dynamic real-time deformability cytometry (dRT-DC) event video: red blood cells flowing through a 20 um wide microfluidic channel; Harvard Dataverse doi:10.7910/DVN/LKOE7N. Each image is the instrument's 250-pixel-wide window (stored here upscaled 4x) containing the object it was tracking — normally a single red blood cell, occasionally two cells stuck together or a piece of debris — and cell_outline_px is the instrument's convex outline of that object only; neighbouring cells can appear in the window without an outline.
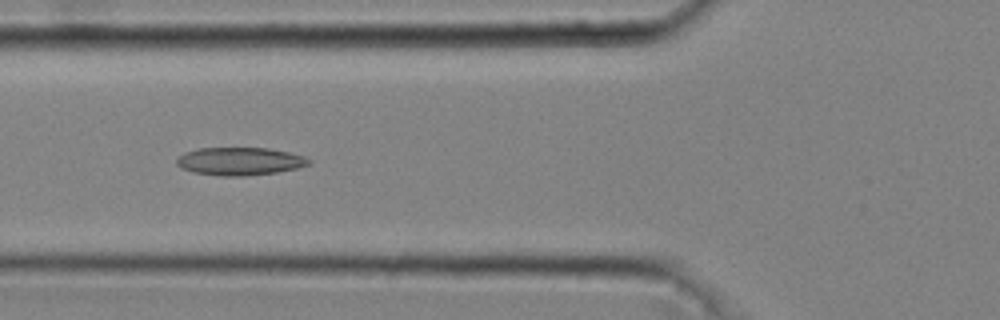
{"species": "common noctule bat (a hibernating species)", "species_latin": "Nyctalus noctula", "temperature_condition": "cold", "stored_images_in_passage": 47, "camera_frame_rate_fps": 3000, "um_per_image_px": 0.085, "animal": {"sex": "male", "body_mass_g": 20.4}, "frame": {"image": 1, "passage_image": 18, "time_ms": 5.667, "image_size_px": [1000, 320], "cell_outline_px": [[312, 164], [296, 168], [276, 172], [240, 176], [220, 176], [192, 172], [180, 168], [176, 164], [176, 160], [184, 152], [200, 148], [268, 148], [288, 152], [304, 156], [312, 160]], "centroid_in_image_um": [20.37, 13.71], "position_along_channel_um": 105.4, "area_um2": 21.5}}
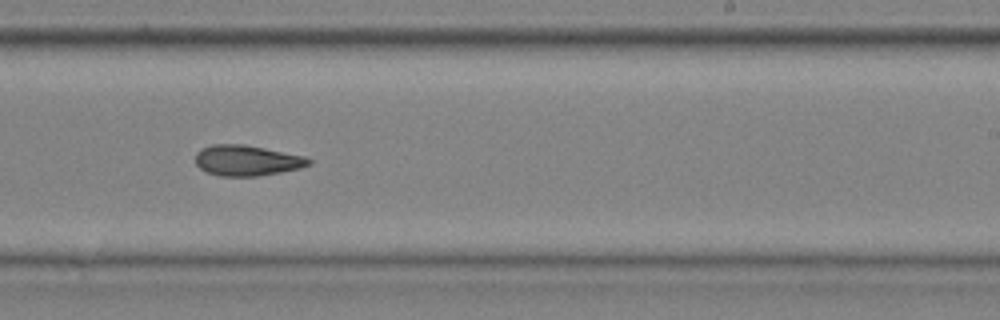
{"frame": {"image": 2, "passage_image": 30, "time_ms": 9.667, "image_size_px": [1000, 320], "cell_outline_px": [[312, 164], [300, 168], [280, 172], [256, 176], [220, 176], [208, 172], [200, 168], [196, 164], [196, 152], [200, 148], [212, 144], [244, 144], [304, 156], [312, 160]], "centroid_in_image_um": [20.97, 13.63], "position_along_channel_um": 268.0, "area_um2": 20.17}}
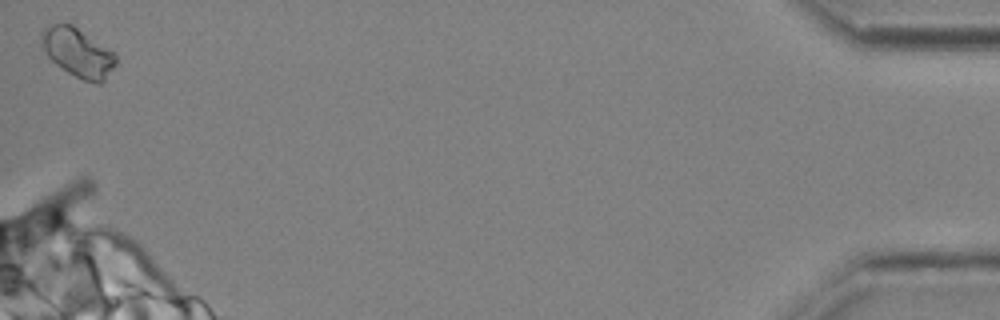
{"frame": {"image": 3, "passage_image": 47, "time_ms": 15.333, "image_size_px": [1000, 320], "cell_outline_px": [[116, 64], [104, 80], [100, 84], [84, 80], [68, 72], [56, 64], [44, 52], [40, 44], [40, 32], [44, 28], [52, 24], [72, 24], [112, 52], [116, 56]], "centroid_in_image_um": [6.56, 4.46], "position_along_channel_um": 428.6, "area_um2": 20.81}, "authors_computed_cell_mechanics": {"area_um2": 20.519, "velocity_mm_per_s": 4.0662, "shape_relaxation_time_tau1_ms": 6.8805, "shape_relaxation_time_tau2_ms": null, "deformation_change_tau1": 0.1492, "deformation_change_tau2": null}}